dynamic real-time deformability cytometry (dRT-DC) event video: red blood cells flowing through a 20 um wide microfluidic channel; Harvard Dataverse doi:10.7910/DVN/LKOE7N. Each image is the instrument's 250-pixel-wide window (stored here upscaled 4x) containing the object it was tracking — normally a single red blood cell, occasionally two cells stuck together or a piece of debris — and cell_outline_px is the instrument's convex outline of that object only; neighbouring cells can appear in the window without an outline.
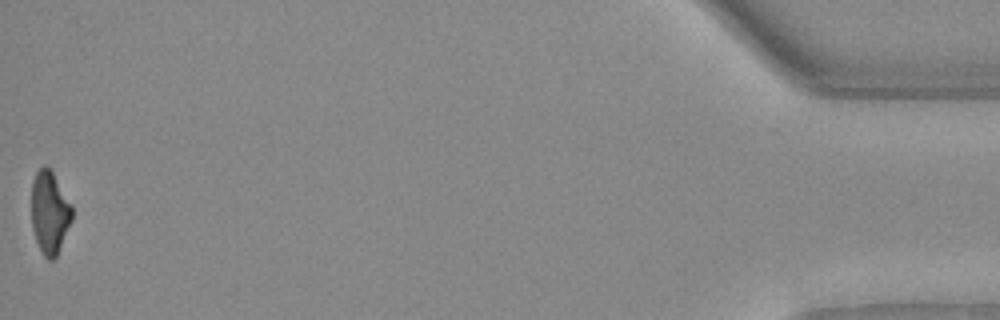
{"species": "Egyptian fruit bat (a non-hibernating species)", "species_latin": "Rousettus aegyptiacus", "temperature_condition": "warm", "stored_images_in_passage": 50, "camera_frame_rate_fps": 3000, "um_per_image_px": 0.085, "animal": {"sex": "female"}, "frame": {"image": 1, "passage_image": 50, "time_ms": 16.333, "image_size_px": [1000, 320], "cell_outline_px": [[72, 220], [56, 256], [52, 260], [48, 260], [44, 256], [36, 240], [32, 228], [32, 180], [36, 172], [44, 164], [52, 172], [72, 204]], "centroid_in_image_um": [4.22, 18.05], "position_along_channel_um": 431.0, "area_um2": 19.36}, "authors_computed_cell_mechanics": {"area_um2": 20.9525, "velocity_mm_per_s": 4.1236, "shape_relaxation_time_tau1_ms": 8.6861, "shape_relaxation_time_tau2_ms": 6.0837, "deformation_change_tau1": 0.2571, "deformation_change_tau2": 0.1896}}